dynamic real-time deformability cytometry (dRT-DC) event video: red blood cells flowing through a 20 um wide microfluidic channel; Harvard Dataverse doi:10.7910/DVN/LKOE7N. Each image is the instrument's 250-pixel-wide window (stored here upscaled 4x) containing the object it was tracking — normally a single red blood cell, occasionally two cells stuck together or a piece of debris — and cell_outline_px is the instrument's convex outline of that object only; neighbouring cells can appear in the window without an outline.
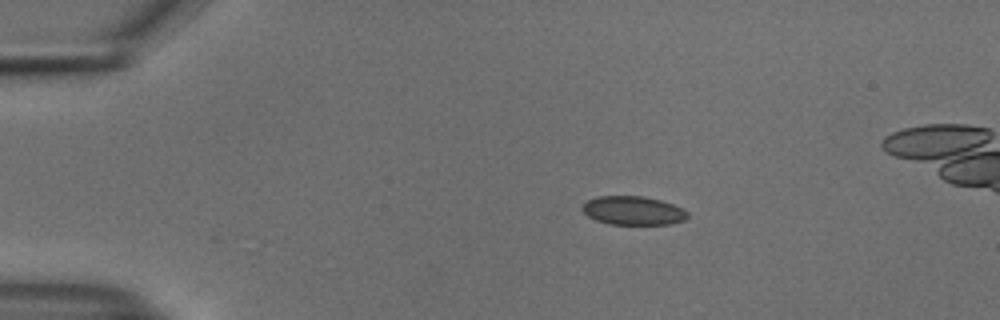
{"species": "common noctule bat (a hibernating species)", "species_latin": "Nyctalus noctula", "temperature_condition": "cold", "stored_images_in_passage": 24, "camera_frame_rate_fps": 3000, "um_per_image_px": 0.085, "animal": {"sex": "male", "body_mass_g": 18.8}, "frame": {"image": 1, "passage_image": 1, "time_ms": 0.0, "image_size_px": [1000, 320], "cell_outline_px": [[688, 216], [684, 220], [672, 224], [608, 224], [596, 220], [588, 216], [580, 208], [588, 200], [596, 196], [644, 196], [660, 200], [684, 208], [688, 212]], "centroid_in_image_um": [53.82, 17.9], "position_along_channel_um": 31.2, "area_um2": 17.69}}
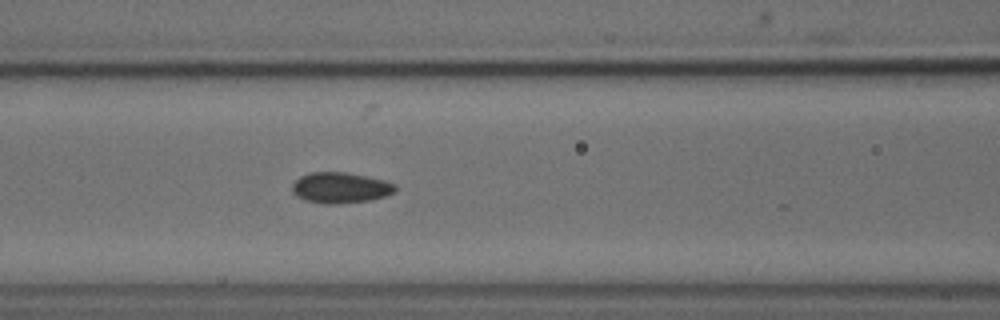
{"frame": {"image": 2, "passage_image": 14, "time_ms": 4.333, "image_size_px": [1000, 320], "cell_outline_px": [[396, 192], [384, 196], [368, 200], [340, 204], [324, 204], [304, 200], [296, 196], [292, 192], [292, 184], [300, 176], [308, 172], [348, 172], [384, 180], [396, 184]], "centroid_in_image_um": [28.91, 15.95], "position_along_channel_um": 137.7, "area_um2": 18.67}}
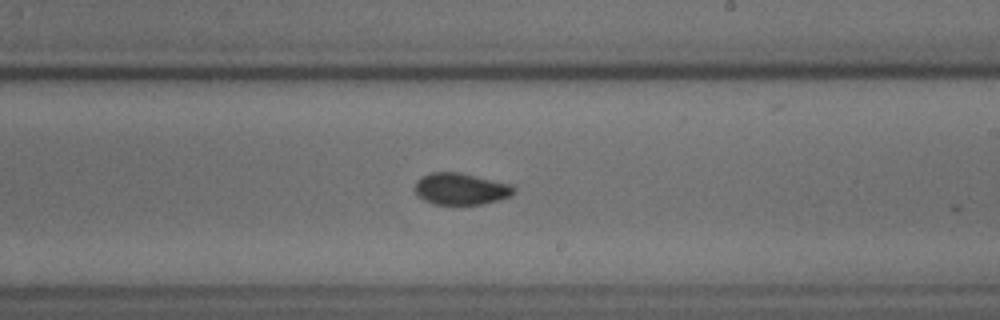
{"frame": {"image": 3, "passage_image": 23, "time_ms": 7.333, "image_size_px": [1000, 320], "cell_outline_px": [[516, 192], [512, 196], [500, 200], [484, 204], [432, 204], [416, 196], [416, 180], [420, 176], [428, 172], [460, 172], [512, 184], [516, 188]], "centroid_in_image_um": [39.19, 16.05], "position_along_channel_um": 249.8, "area_um2": 18.67}}